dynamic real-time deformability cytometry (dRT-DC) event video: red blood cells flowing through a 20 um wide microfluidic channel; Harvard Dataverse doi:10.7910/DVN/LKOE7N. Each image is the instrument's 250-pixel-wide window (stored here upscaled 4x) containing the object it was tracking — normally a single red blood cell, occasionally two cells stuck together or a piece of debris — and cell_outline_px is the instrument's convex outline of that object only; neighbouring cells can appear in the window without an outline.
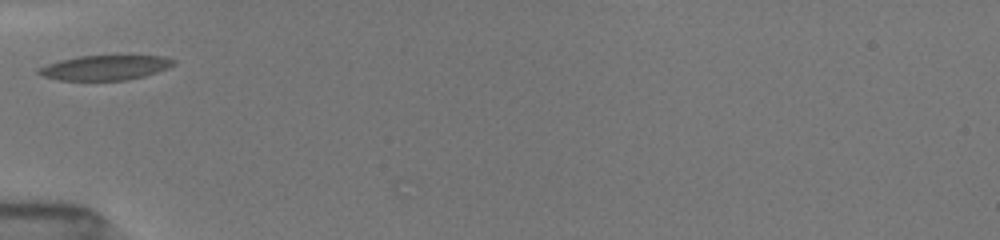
{"species": "common noctule bat (a hibernating species)", "species_latin": "Nyctalus noctula", "temperature_condition": "room temperature", "stored_images_in_passage": 3, "camera_frame_rate_fps": 3000, "um_per_image_px": 0.085, "animal": {"sex": "female", "body_mass_g": 19.5, "forearm_length_mm": 54.1}, "frame": {"image": 1, "passage_image": 2, "time_ms": 0.333, "image_size_px": [1000, 240], "cell_outline_px": [[176, 64], [156, 72], [144, 76], [128, 80], [60, 80], [44, 76], [36, 72], [36, 68], [60, 60], [80, 56], [164, 56], [176, 60]], "centroid_in_image_um": [8.93, 5.75], "position_along_channel_um": 76.1, "area_um2": 19.36}}